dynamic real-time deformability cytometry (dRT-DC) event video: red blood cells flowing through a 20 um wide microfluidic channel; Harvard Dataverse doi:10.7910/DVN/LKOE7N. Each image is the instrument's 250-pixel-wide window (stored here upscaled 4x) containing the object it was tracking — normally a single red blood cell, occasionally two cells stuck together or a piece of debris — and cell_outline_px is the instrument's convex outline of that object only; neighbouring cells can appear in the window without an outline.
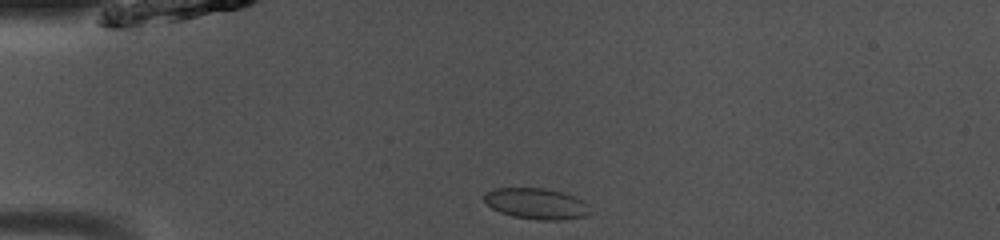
{"species": "common noctule bat (a hibernating species)", "species_latin": "Nyctalus noctula", "temperature_condition": "room temperature", "stored_images_in_passage": 38, "camera_frame_rate_fps": 3000, "um_per_image_px": 0.085, "animal": {"sex": "male", "body_mass_g": 13.0, "forearm_length_mm": 53.1}, "frame": {"image": 1, "passage_image": 1, "time_ms": 0.0, "image_size_px": [1000, 240], "cell_outline_px": [[592, 212], [588, 216], [560, 220], [536, 220], [512, 216], [500, 212], [492, 208], [484, 200], [484, 192], [496, 188], [544, 188], [560, 192], [584, 200], [588, 204]], "centroid_in_image_um": [45.62, 17.32], "position_along_channel_um": 39.4, "area_um2": 19.25}}
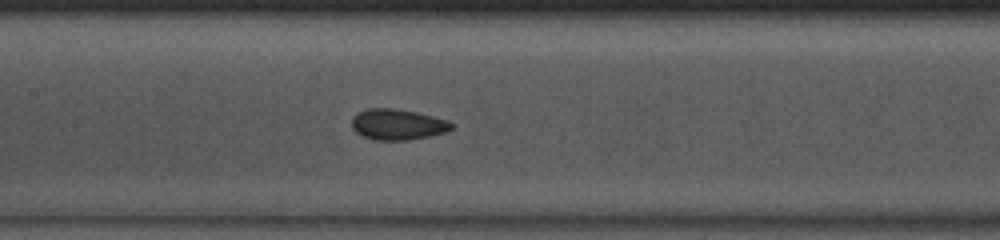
{"frame": {"image": 2, "passage_image": 13, "time_ms": 4.0, "image_size_px": [1000, 240], "cell_outline_px": [[456, 124], [448, 132], [408, 140], [372, 140], [356, 132], [352, 128], [352, 116], [368, 108], [392, 108], [416, 112], [448, 120]], "centroid_in_image_um": [33.82, 10.58], "position_along_channel_um": 173.6, "area_um2": 17.98}}
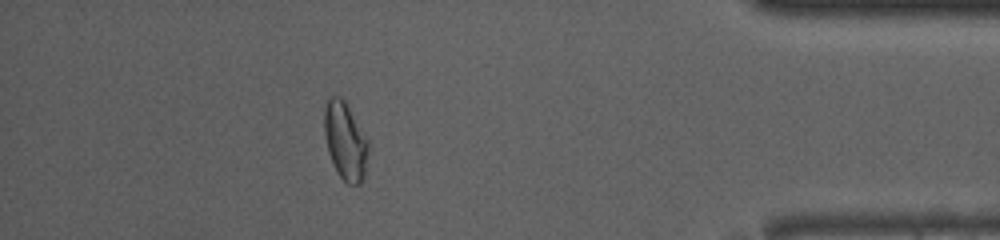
{"frame": {"image": 3, "passage_image": 33, "time_ms": 10.667, "image_size_px": [1000, 240], "cell_outline_px": [[368, 152], [364, 180], [360, 184], [348, 184], [340, 176], [328, 152], [324, 136], [324, 112], [328, 96], [340, 96], [344, 100], [368, 140]], "centroid_in_image_um": [29.34, 11.98], "position_along_channel_um": 405.9, "area_um2": 19.83}, "authors_computed_cell_mechanics": {"area_um2": 18.0625, "velocity_mm_per_s": 4.0669, "shape_relaxation_time_tau1_ms": 6.5132, "shape_relaxation_time_tau2_ms": 1.1571, "deformation_change_tau1": 0.1047, "deformation_change_tau2": 0.0439}}